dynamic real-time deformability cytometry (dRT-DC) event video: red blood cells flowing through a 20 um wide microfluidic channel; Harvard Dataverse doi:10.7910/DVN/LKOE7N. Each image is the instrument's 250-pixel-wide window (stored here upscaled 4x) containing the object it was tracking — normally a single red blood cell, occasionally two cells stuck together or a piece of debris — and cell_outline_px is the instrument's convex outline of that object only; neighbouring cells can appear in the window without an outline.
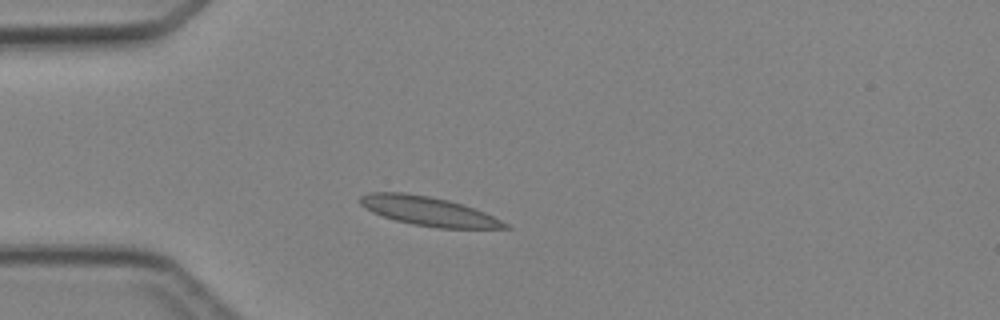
{"species": "Egyptian fruit bat (a non-hibernating species)", "species_latin": "Rousettus aegyptiacus", "temperature_condition": "cold", "stored_images_in_passage": 1, "camera_frame_rate_fps": 3000, "um_per_image_px": 0.085, "animal": {"sex": "female"}, "frame": {"image": 1, "passage_image": 1, "time_ms": 0.0, "image_size_px": [1000, 320], "cell_outline_px": [[512, 228], [436, 228], [412, 224], [396, 220], [372, 212], [364, 208], [360, 204], [360, 196], [368, 192], [404, 192], [428, 196], [448, 200], [484, 212], [508, 224]], "centroid_in_image_um": [36.37, 17.95], "position_along_channel_um": 48.6, "area_um2": 24.28}}